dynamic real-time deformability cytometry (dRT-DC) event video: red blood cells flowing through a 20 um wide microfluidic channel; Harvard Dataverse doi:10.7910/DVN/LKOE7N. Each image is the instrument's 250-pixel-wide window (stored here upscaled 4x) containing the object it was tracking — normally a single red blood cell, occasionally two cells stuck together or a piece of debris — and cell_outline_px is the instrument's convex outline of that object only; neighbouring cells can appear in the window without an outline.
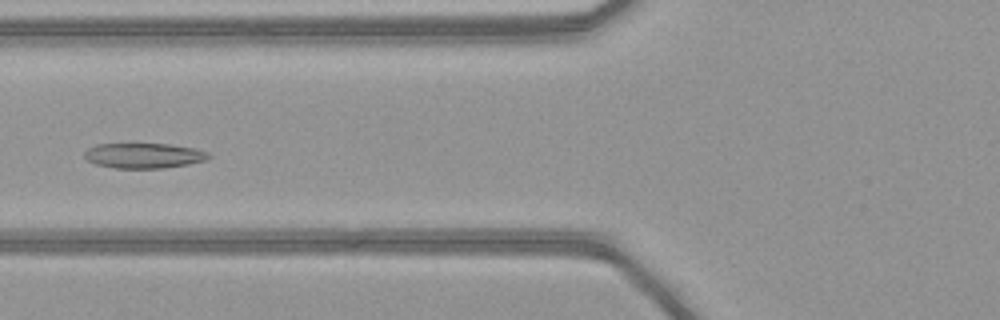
{"species": "common noctule bat (a hibernating species)", "species_latin": "Nyctalus noctula", "temperature_condition": "warm", "stored_images_in_passage": 52, "camera_frame_rate_fps": 3000, "um_per_image_px": 0.085, "animal": {"sex": "female", "body_mass_g": 21.9}, "frame": {"image": 1, "passage_image": 22, "time_ms": 7.0, "image_size_px": [1000, 320], "cell_outline_px": [[212, 156], [204, 160], [188, 164], [164, 168], [116, 168], [96, 164], [88, 160], [84, 156], [84, 152], [88, 148], [96, 144], [168, 144], [196, 148], [208, 152]], "centroid_in_image_um": [12.23, 13.22], "position_along_channel_um": 113.6, "area_um2": 18.15}}
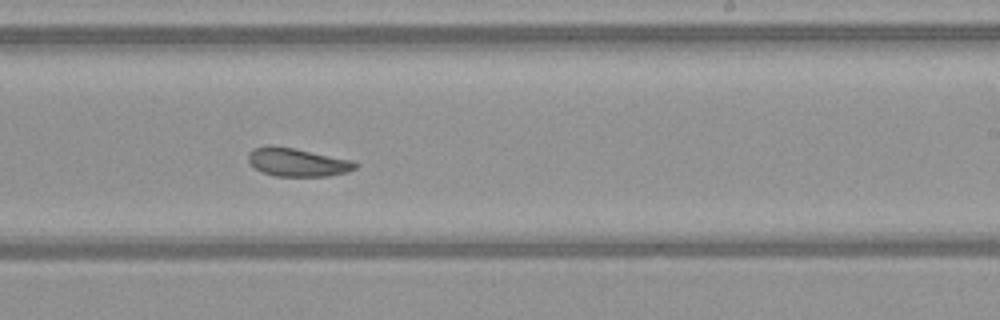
{"frame": {"image": 2, "passage_image": 33, "time_ms": 10.667, "image_size_px": [1000, 320], "cell_outline_px": [[356, 168], [348, 172], [328, 176], [276, 176], [260, 172], [248, 160], [248, 152], [252, 148], [268, 144], [292, 148], [352, 160], [356, 164]], "centroid_in_image_um": [25.23, 13.78], "position_along_channel_um": 263.8, "area_um2": 17.63}}
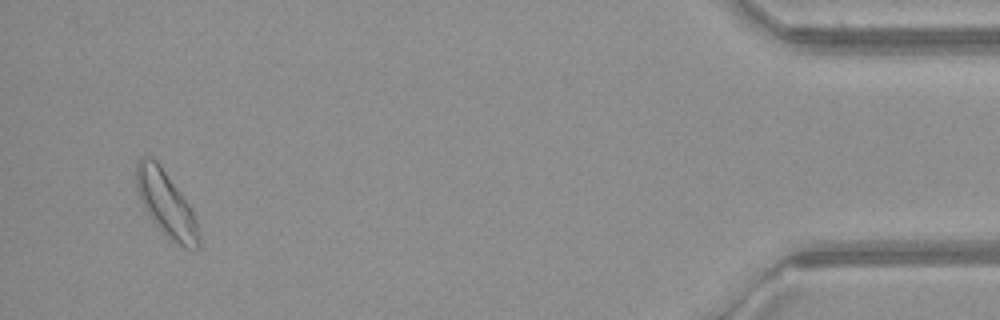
{"frame": {"image": 3, "passage_image": 50, "time_ms": 16.333, "image_size_px": [1000, 320], "cell_outline_px": [[200, 244], [196, 248], [184, 248], [168, 240], [152, 220], [140, 200], [136, 188], [136, 164], [140, 156], [152, 156], [156, 160], [188, 204], [196, 220], [200, 236]], "centroid_in_image_um": [14.1, 17.35], "position_along_channel_um": 421.1, "area_um2": 23.58}, "authors_computed_cell_mechanics": {"area_um2": 20.5768, "velocity_mm_per_s": 4.091, "shape_relaxation_time_tau1_ms": 5.5084, "shape_relaxation_time_tau2_ms": 3.3685, "deformation_change_tau1": 0.1214, "deformation_change_tau2": 0.092}}